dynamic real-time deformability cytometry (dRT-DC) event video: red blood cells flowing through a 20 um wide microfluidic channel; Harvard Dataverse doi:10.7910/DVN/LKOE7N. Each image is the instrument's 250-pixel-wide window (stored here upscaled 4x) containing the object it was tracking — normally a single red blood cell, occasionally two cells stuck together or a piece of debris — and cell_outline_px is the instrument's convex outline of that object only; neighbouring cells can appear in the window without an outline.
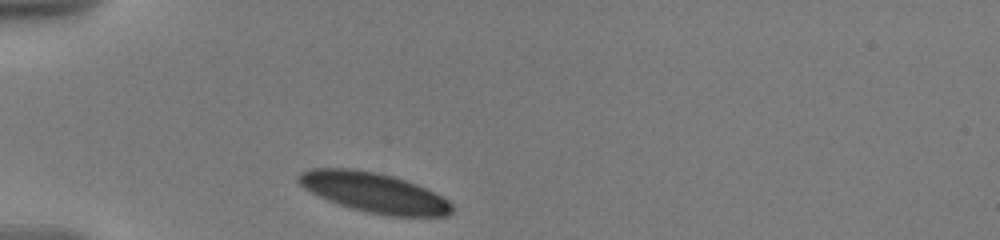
{"species": "human", "species_latin": "Homo sapiens", "temperature_condition": "warm", "stored_images_in_passage": 49, "camera_frame_rate_fps": 3000, "um_per_image_px": 0.085, "donor": {"sex": "male"}, "frame": {"image": 1, "passage_image": 1, "time_ms": 0.0, "image_size_px": [1000, 240], "cell_outline_px": [[452, 212], [448, 216], [384, 216], [352, 208], [328, 200], [304, 188], [296, 180], [296, 176], [300, 172], [312, 168], [352, 168], [376, 172], [392, 176], [416, 184], [448, 200], [452, 204]], "centroid_in_image_um": [31.77, 16.36], "position_along_channel_um": 53.2, "area_um2": 35.37}}
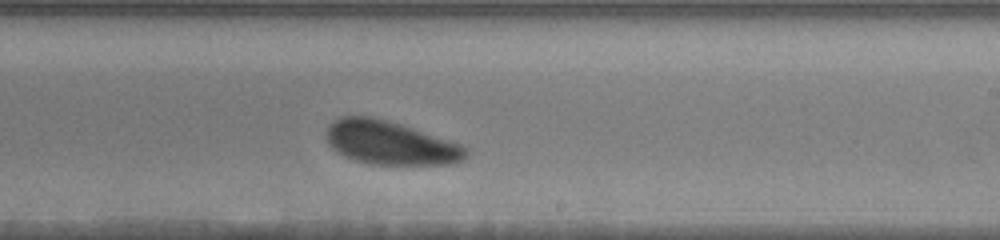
{"frame": {"image": 2, "passage_image": 31, "time_ms": 6.333, "image_size_px": [1000, 240], "cell_outline_px": [[468, 156], [464, 160], [452, 164], [368, 164], [344, 156], [336, 152], [328, 144], [328, 124], [332, 120], [340, 116], [368, 116], [400, 124], [460, 144], [468, 148]], "centroid_in_image_um": [33.16, 12.15], "position_along_channel_um": 255.8, "area_um2": 35.26}}
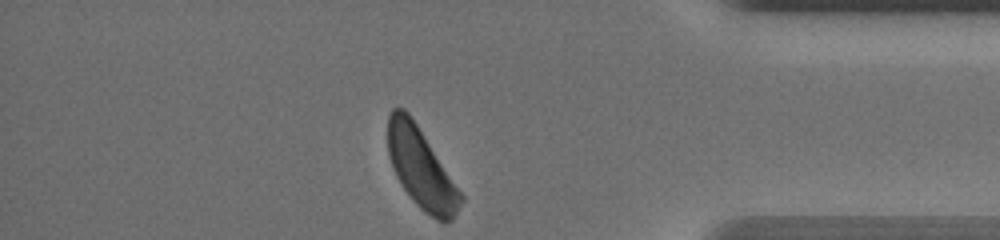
{"frame": {"image": 3, "passage_image": 49, "time_ms": 11.0, "image_size_px": [1000, 240], "cell_outline_px": [[464, 200], [452, 220], [436, 220], [424, 212], [412, 200], [400, 184], [392, 168], [388, 156], [388, 116], [392, 108], [404, 108], [408, 112], [464, 196]], "centroid_in_image_um": [35.78, 14.32], "position_along_channel_um": 399.4, "area_um2": 33.64}, "authors_computed_cell_mechanics": {"area_um2": 36.2984, "velocity_mm_per_s": 3.5189, "shape_relaxation_time_tau1_ms": 1.8031, "shape_relaxation_time_tau2_ms": 5.9263, "deformation_change_tau1": 0.0817, "deformation_change_tau2": 0.1189}}